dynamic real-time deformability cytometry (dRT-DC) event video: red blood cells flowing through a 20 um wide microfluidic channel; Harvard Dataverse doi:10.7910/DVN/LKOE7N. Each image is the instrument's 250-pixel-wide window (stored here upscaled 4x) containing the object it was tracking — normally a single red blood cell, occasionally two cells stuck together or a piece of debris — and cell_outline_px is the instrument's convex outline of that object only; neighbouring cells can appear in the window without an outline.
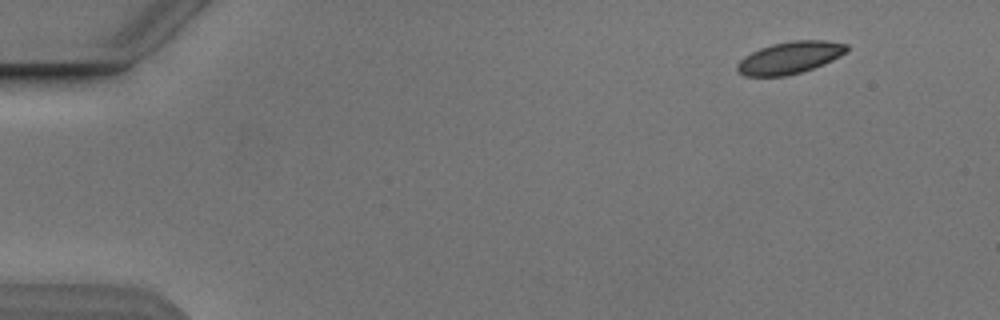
{"species": "Egyptian fruit bat (a non-hibernating species)", "species_latin": "Rousettus aegyptiacus", "temperature_condition": "cold", "stored_images_in_passage": 3, "camera_frame_rate_fps": 3000, "um_per_image_px": 0.085, "animal": {"sex": "male"}, "frame": {"image": 1, "passage_image": 1, "time_ms": 0.0, "image_size_px": [1000, 320], "cell_outline_px": [[848, 52], [824, 64], [800, 72], [784, 76], [744, 76], [736, 68], [736, 64], [744, 56], [760, 48], [772, 44], [792, 40], [824, 40], [848, 44]], "centroid_in_image_um": [67.15, 4.89], "position_along_channel_um": 17.9, "area_um2": 20.46}}
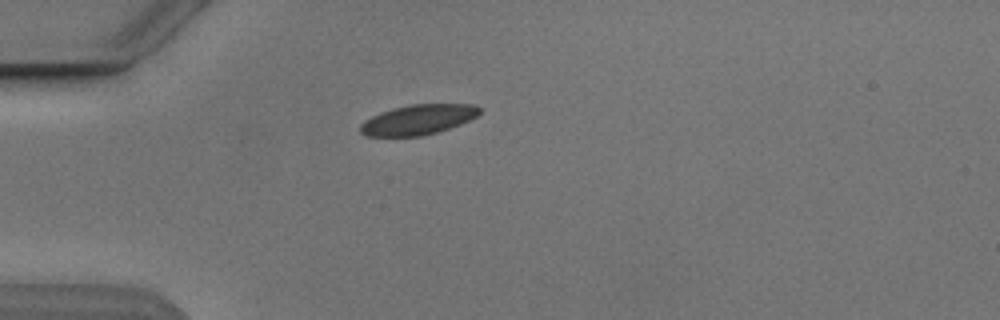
{"frame": {"image": 2, "passage_image": 3, "time_ms": 3.333, "image_size_px": [1000, 320], "cell_outline_px": [[480, 112], [476, 116], [460, 124], [436, 132], [420, 136], [368, 136], [360, 132], [360, 124], [364, 120], [380, 112], [392, 108], [412, 104], [476, 104], [480, 108]], "centroid_in_image_um": [35.51, 10.16], "position_along_channel_um": 49.5, "area_um2": 20.75}}